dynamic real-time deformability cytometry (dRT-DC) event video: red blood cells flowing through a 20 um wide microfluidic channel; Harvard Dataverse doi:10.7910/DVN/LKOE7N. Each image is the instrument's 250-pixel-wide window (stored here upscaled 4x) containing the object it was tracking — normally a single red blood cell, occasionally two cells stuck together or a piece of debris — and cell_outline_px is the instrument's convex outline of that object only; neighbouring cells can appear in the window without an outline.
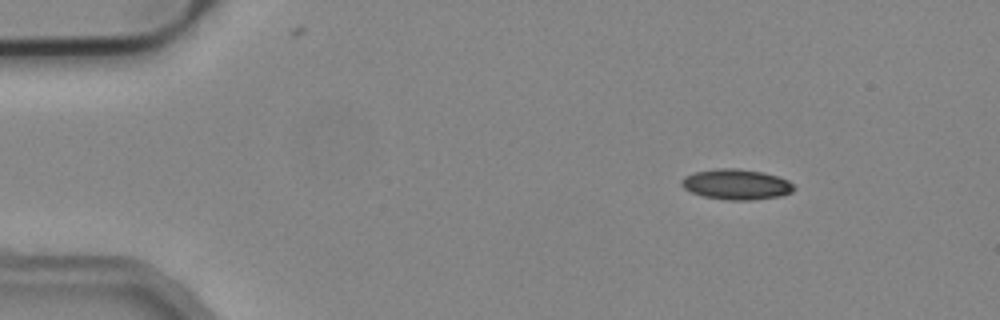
{"species": "common noctule bat (a hibernating species)", "species_latin": "Nyctalus noctula", "temperature_condition": "cold", "stored_images_in_passage": 48, "camera_frame_rate_fps": 3000, "um_per_image_px": 0.085, "animal": {"sex": "male", "body_mass_g": 19.2, "forearm_length_mm": 51.8}, "frame": {"image": 1, "passage_image": 2, "time_ms": 0.333, "image_size_px": [1000, 320], "cell_outline_px": [[796, 188], [792, 192], [780, 196], [752, 200], [724, 200], [704, 196], [692, 192], [684, 188], [680, 184], [680, 180], [684, 176], [696, 172], [716, 168], [736, 168], [764, 172], [788, 180]], "centroid_in_image_um": [62.58, 15.67], "position_along_channel_um": 22.4, "area_um2": 20.0}}
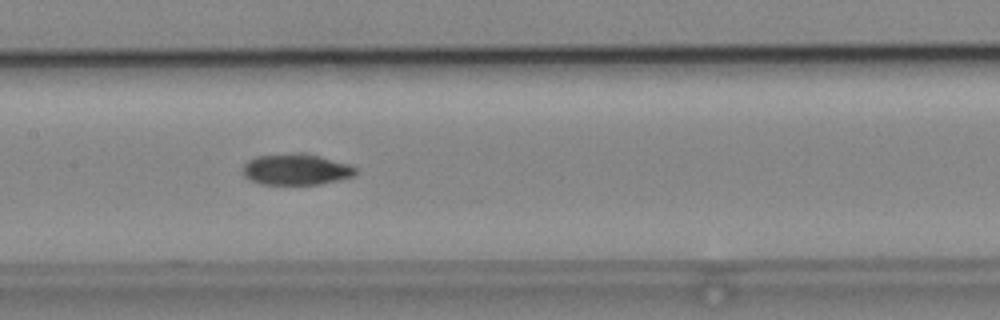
{"frame": {"image": 2, "passage_image": 21, "time_ms": 6.667, "image_size_px": [1000, 320], "cell_outline_px": [[356, 172], [352, 176], [340, 180], [320, 184], [260, 184], [248, 180], [244, 176], [244, 164], [248, 160], [256, 156], [316, 156], [348, 164], [356, 168]], "centroid_in_image_um": [25.14, 14.46], "position_along_channel_um": 182.3, "area_um2": 19.42}}
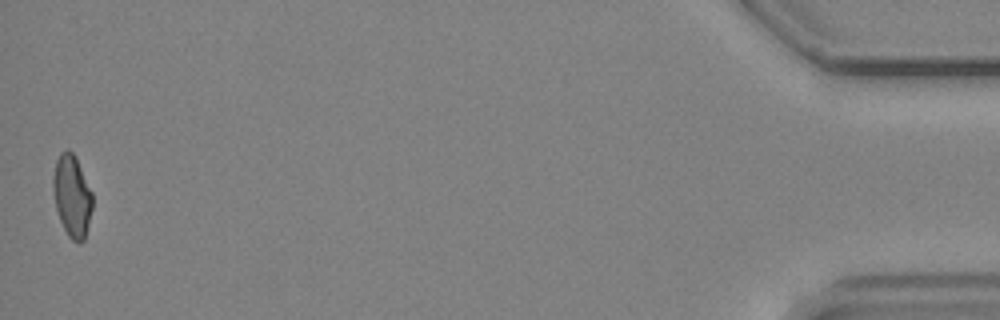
{"frame": {"image": 3, "passage_image": 48, "time_ms": 15.667, "image_size_px": [1000, 320], "cell_outline_px": [[92, 208], [84, 240], [80, 244], [72, 240], [68, 236], [60, 220], [56, 208], [52, 188], [52, 176], [56, 160], [60, 152], [68, 148], [72, 152], [92, 192]], "centroid_in_image_um": [6.1, 16.66], "position_along_channel_um": 429.1, "area_um2": 18.67}, "authors_computed_cell_mechanics": {"area_um2": 19.7965, "velocity_mm_per_s": 3.8096, "shape_relaxation_time_tau1_ms": null, "shape_relaxation_time_tau2_ms": 6.7237, "deformation_change_tau1": null, "deformation_change_tau2": 0.1162}}